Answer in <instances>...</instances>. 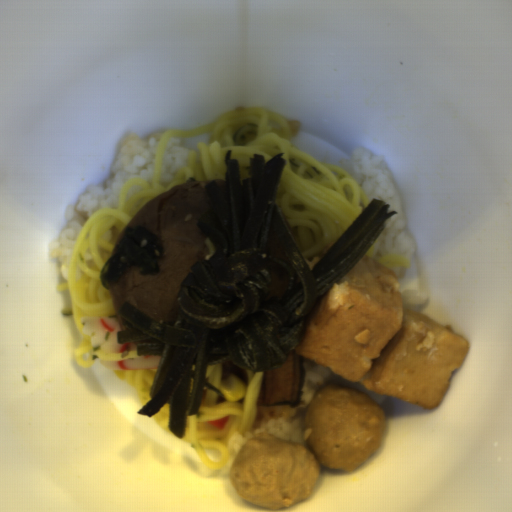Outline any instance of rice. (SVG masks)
Listing matches in <instances>:
<instances>
[{
	"label": "rice",
	"instance_id": "rice-6",
	"mask_svg": "<svg viewBox=\"0 0 512 512\" xmlns=\"http://www.w3.org/2000/svg\"><path fill=\"white\" fill-rule=\"evenodd\" d=\"M140 191H143V190H142V188L139 185H133L132 187H130V189H129L127 195H126L125 201H129V199L131 197H133L134 195H136Z\"/></svg>",
	"mask_w": 512,
	"mask_h": 512
},
{
	"label": "rice",
	"instance_id": "rice-1",
	"mask_svg": "<svg viewBox=\"0 0 512 512\" xmlns=\"http://www.w3.org/2000/svg\"><path fill=\"white\" fill-rule=\"evenodd\" d=\"M164 130L140 137L129 133L120 142L109 178L103 186L87 185L76 204H69L64 212L67 224L62 227L58 239L48 247L50 256L60 263L59 272L68 279V263L71 251L90 216L98 208H116L121 187L129 179L152 180L155 157Z\"/></svg>",
	"mask_w": 512,
	"mask_h": 512
},
{
	"label": "rice",
	"instance_id": "rice-2",
	"mask_svg": "<svg viewBox=\"0 0 512 512\" xmlns=\"http://www.w3.org/2000/svg\"><path fill=\"white\" fill-rule=\"evenodd\" d=\"M339 166L357 181L368 197L388 203V213L396 211L385 221L384 229L366 256L378 261L383 255H401L410 260L416 244L407 231L403 204L396 179L385 156L373 155L367 146L356 147L351 157L340 159Z\"/></svg>",
	"mask_w": 512,
	"mask_h": 512
},
{
	"label": "rice",
	"instance_id": "rice-3",
	"mask_svg": "<svg viewBox=\"0 0 512 512\" xmlns=\"http://www.w3.org/2000/svg\"><path fill=\"white\" fill-rule=\"evenodd\" d=\"M327 369L305 359V372L302 394L299 404L283 406H261L257 404L256 426L246 433H232L225 471L231 472L237 455L245 441L258 433L277 436L284 441L304 445L307 443L311 429L304 426V416L315 393L325 387L332 375Z\"/></svg>",
	"mask_w": 512,
	"mask_h": 512
},
{
	"label": "rice",
	"instance_id": "rice-4",
	"mask_svg": "<svg viewBox=\"0 0 512 512\" xmlns=\"http://www.w3.org/2000/svg\"><path fill=\"white\" fill-rule=\"evenodd\" d=\"M191 149L182 137L174 136L167 140L161 160L159 183L168 184L175 180L181 170L188 165Z\"/></svg>",
	"mask_w": 512,
	"mask_h": 512
},
{
	"label": "rice",
	"instance_id": "rice-5",
	"mask_svg": "<svg viewBox=\"0 0 512 512\" xmlns=\"http://www.w3.org/2000/svg\"><path fill=\"white\" fill-rule=\"evenodd\" d=\"M402 307L417 306L423 304L428 295L420 289H410L400 292Z\"/></svg>",
	"mask_w": 512,
	"mask_h": 512
}]
</instances>
